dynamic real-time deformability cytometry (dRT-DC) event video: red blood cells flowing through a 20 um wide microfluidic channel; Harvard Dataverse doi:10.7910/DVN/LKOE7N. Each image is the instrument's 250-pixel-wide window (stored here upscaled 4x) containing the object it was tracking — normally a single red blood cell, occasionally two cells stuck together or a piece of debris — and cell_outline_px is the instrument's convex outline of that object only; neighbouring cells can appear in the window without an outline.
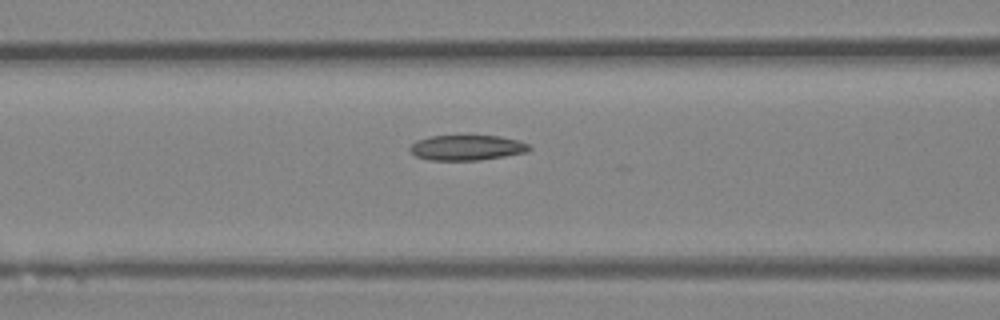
{"species": "Egyptian fruit bat (a non-hibernating species)", "species_latin": "Rousettus aegyptiacus", "temperature_condition": "room temperature", "stored_images_in_passage": 33, "camera_frame_rate_fps": 3000, "um_per_image_px": 0.085, "animal": {"sex": "female"}, "frame": {"image": 1, "passage_image": 13, "time_ms": 4.0, "image_size_px": [1000, 320], "cell_outline_px": [[532, 148], [528, 152], [480, 160], [428, 160], [416, 156], [408, 148], [416, 140], [432, 136], [500, 136], [520, 140], [528, 144]], "centroid_in_image_um": [39.71, 12.55], "position_along_channel_um": 126.9, "area_um2": 17.57}}
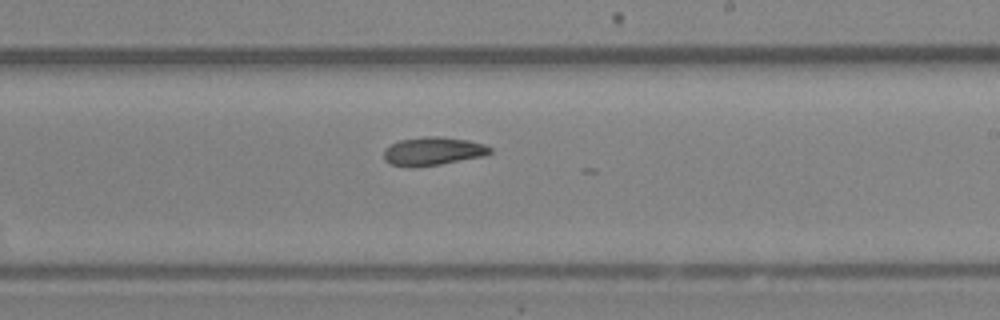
{"frame": {"image": 2, "passage_image": 22, "time_ms": 7.0, "image_size_px": [1000, 320], "cell_outline_px": [[492, 152], [484, 156], [440, 164], [416, 168], [408, 168], [392, 164], [384, 160], [384, 148], [400, 140], [424, 136], [440, 136], [468, 140], [484, 144], [492, 148]], "centroid_in_image_um": [36.79, 12.86], "position_along_channel_um": 252.2, "area_um2": 17.74}}
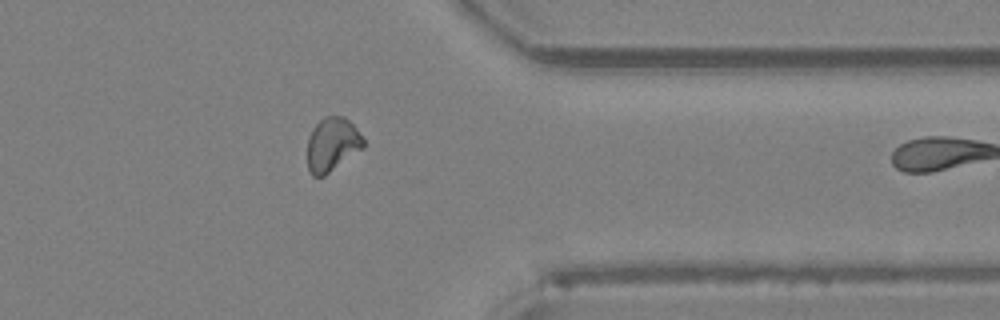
{"frame": {"image": 3, "passage_image": 32, "time_ms": 10.333, "image_size_px": [1000, 320], "cell_outline_px": [[364, 148], [324, 176], [312, 176], [308, 168], [308, 136], [316, 124], [324, 116], [344, 116], [356, 128], [364, 140]], "centroid_in_image_um": [28.24, 12.28], "position_along_channel_um": 383.2, "area_um2": 17.51}}